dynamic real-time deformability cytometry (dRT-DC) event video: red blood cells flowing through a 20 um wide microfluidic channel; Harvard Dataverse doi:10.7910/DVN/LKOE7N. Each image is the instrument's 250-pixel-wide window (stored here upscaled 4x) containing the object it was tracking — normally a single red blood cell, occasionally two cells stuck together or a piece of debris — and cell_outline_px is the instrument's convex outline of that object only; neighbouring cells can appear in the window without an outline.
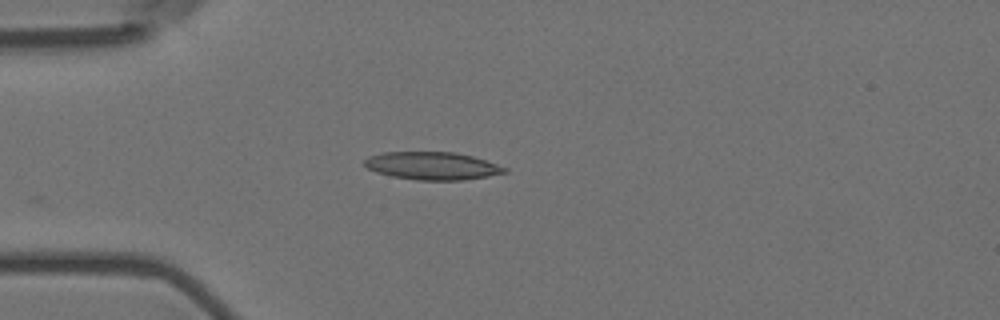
{"species": "Egyptian fruit bat (a non-hibernating species)", "species_latin": "Rousettus aegyptiacus", "temperature_condition": "room temperature", "stored_images_in_passage": 2, "camera_frame_rate_fps": 3000, "um_per_image_px": 0.085, "animal": {"sex": "female"}, "frame": {"image": 1, "passage_image": 2, "time_ms": 0.333, "image_size_px": [1000, 320], "cell_outline_px": [[508, 172], [488, 176], [464, 180], [416, 180], [392, 176], [376, 172], [368, 168], [364, 164], [364, 160], [368, 156], [384, 152], [456, 152], [472, 156], [508, 168]], "centroid_in_image_um": [36.74, 14.09], "position_along_channel_um": 48.3, "area_um2": 22.66}}